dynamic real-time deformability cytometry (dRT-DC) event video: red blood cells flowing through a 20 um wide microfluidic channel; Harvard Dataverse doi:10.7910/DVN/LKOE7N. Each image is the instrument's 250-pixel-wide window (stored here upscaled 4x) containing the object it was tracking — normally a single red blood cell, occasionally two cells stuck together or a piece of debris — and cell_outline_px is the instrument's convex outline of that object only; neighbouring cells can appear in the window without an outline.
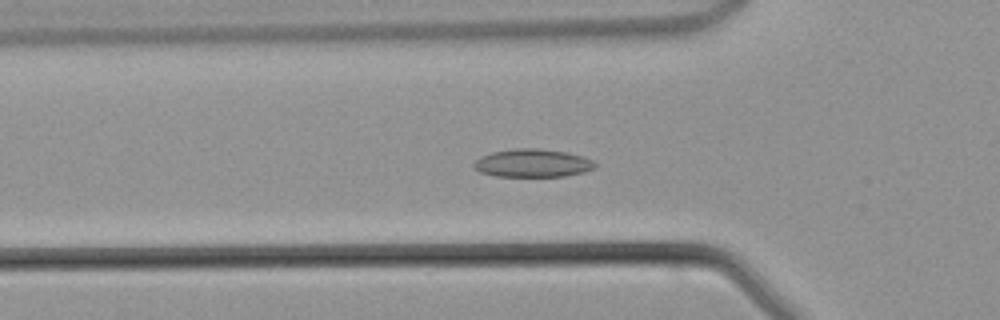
{"species": "common noctule bat (a hibernating species)", "species_latin": "Nyctalus noctula", "temperature_condition": "warm", "stored_images_in_passage": 46, "camera_frame_rate_fps": 3000, "um_per_image_px": 0.085, "animal": {"sex": "male", "body_mass_g": 21.5, "forearm_length_mm": 52.0}, "frame": {"image": 1, "passage_image": 14, "time_ms": 4.333, "image_size_px": [1000, 320], "cell_outline_px": [[596, 168], [584, 172], [564, 176], [496, 176], [480, 172], [472, 168], [472, 164], [480, 156], [492, 152], [516, 148], [540, 148], [568, 152], [584, 156], [592, 160], [596, 164]], "centroid_in_image_um": [45.27, 13.86], "position_along_channel_um": 80.5, "area_um2": 20.06}}
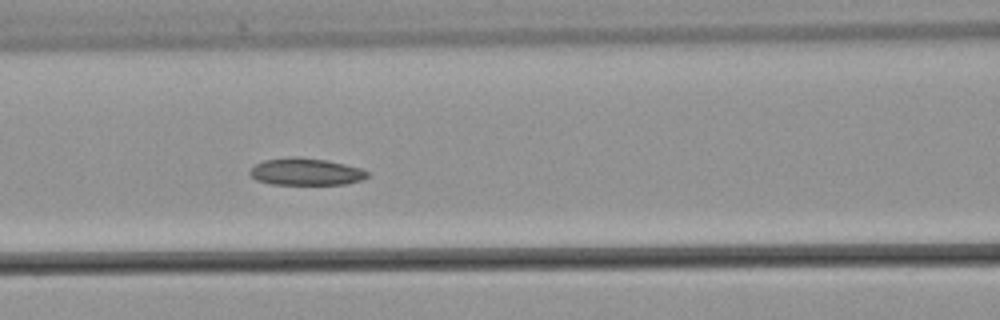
{"frame": {"image": 2, "passage_image": 18, "time_ms": 5.667, "image_size_px": [1000, 320], "cell_outline_px": [[368, 176], [360, 180], [344, 184], [272, 184], [256, 180], [248, 172], [256, 164], [264, 160], [288, 156], [300, 156], [328, 160], [360, 168], [368, 172]], "centroid_in_image_um": [25.97, 14.58], "position_along_channel_um": 140.6, "area_um2": 18.55}}
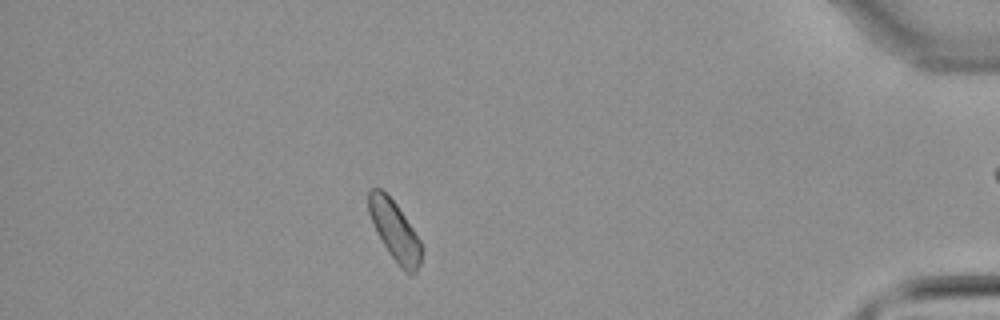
{"frame": {"image": 3, "passage_image": 39, "time_ms": 12.667, "image_size_px": [1000, 320], "cell_outline_px": [[424, 248], [420, 264], [416, 272], [412, 276], [408, 276], [400, 268], [388, 252], [368, 212], [368, 192], [372, 188], [380, 188], [396, 204], [420, 240]], "centroid_in_image_um": [33.6, 19.69], "position_along_channel_um": 401.6, "area_um2": 18.26}}